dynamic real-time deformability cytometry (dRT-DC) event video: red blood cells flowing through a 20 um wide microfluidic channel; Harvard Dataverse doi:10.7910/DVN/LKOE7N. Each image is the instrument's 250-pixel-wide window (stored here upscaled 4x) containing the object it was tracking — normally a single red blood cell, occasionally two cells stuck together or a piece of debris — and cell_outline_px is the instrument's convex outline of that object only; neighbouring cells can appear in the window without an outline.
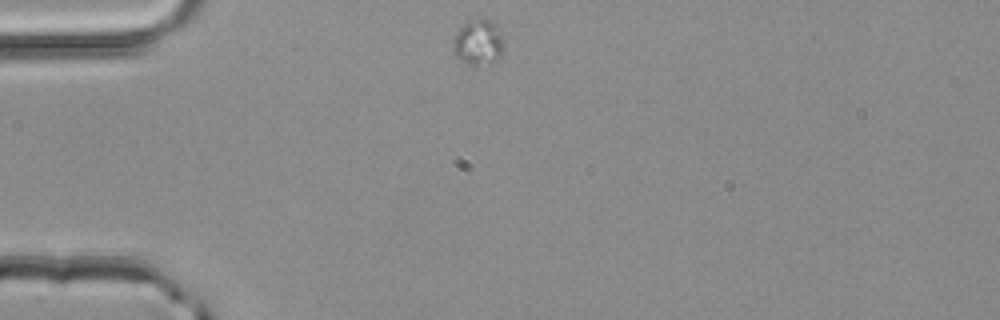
{"species": "common noctule bat (a hibernating species)", "species_latin": "Nyctalus noctula", "temperature_condition": "room temperature", "stored_images_in_passage": 3, "camera_frame_rate_fps": 3000, "um_per_image_px": 0.085, "animal": {"sex": "male", "body_mass_g": 20.4}, "frame": {"image": 1, "passage_image": 1, "time_ms": 0.0, "image_size_px": [1000, 320], "cell_outline_px": [[504, 48], [500, 56], [476, 68], [472, 68], [460, 60], [452, 52], [452, 44], [456, 32], [468, 20], [476, 16], [488, 20], [496, 24], [500, 28], [504, 40]], "centroid_in_image_um": [40.64, 3.59], "position_along_channel_um": 44.4, "area_um2": 14.05}}